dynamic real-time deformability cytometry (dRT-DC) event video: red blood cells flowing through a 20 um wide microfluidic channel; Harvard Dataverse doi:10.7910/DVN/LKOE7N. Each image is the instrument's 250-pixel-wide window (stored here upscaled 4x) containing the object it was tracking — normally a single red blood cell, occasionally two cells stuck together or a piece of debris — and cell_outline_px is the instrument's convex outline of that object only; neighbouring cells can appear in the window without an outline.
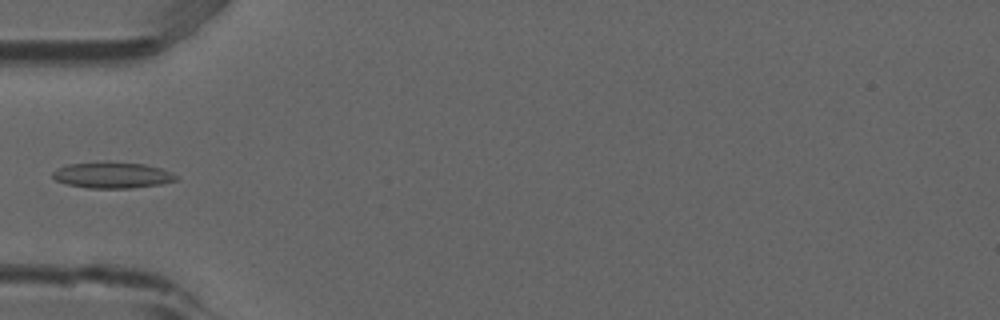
{"species": "common noctule bat (a hibernating species)", "species_latin": "Nyctalus noctula", "temperature_condition": "room temperature", "stored_images_in_passage": 5, "camera_frame_rate_fps": 3000, "um_per_image_px": 0.085, "animal": {"sex": "male", "forearm_length_mm": 52.5}, "frame": {"image": 1, "passage_image": 5, "time_ms": 1.333, "image_size_px": [1000, 320], "cell_outline_px": [[176, 180], [160, 184], [132, 188], [88, 188], [68, 184], [56, 180], [52, 176], [52, 172], [56, 168], [68, 164], [104, 160], [108, 160], [144, 164], [160, 168], [172, 172], [176, 176]], "centroid_in_image_um": [9.51, 14.86], "position_along_channel_um": 75.5, "area_um2": 19.07}}